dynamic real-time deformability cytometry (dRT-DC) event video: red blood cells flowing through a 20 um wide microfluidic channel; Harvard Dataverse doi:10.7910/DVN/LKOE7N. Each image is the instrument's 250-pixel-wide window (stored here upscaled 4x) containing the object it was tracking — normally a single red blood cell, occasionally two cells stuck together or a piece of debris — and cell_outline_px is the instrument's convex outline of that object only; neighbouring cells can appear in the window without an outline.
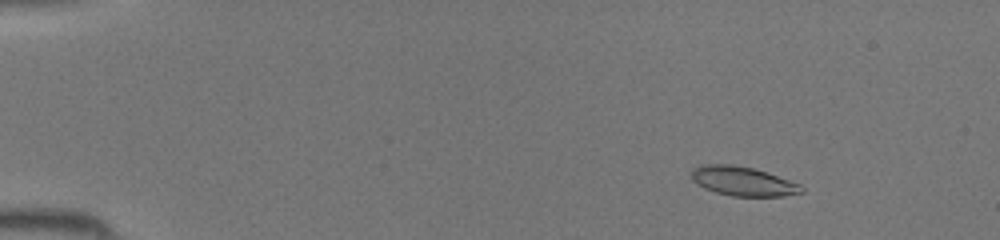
{"species": "common noctule bat (a hibernating species)", "species_latin": "Nyctalus noctula", "temperature_condition": "room temperature", "stored_images_in_passage": 46, "camera_frame_rate_fps": 3000, "um_per_image_px": 0.085, "animal": {"sex": "female", "body_mass_g": 19.5, "forearm_length_mm": 54.1}, "frame": {"image": 1, "passage_image": 7, "time_ms": 2.0, "image_size_px": [1000, 240], "cell_outline_px": [[804, 192], [784, 196], [732, 196], [716, 192], [704, 188], [696, 184], [692, 180], [692, 168], [704, 164], [732, 164], [752, 168], [800, 184], [804, 188]], "centroid_in_image_um": [63.12, 15.41], "position_along_channel_um": 21.9, "area_um2": 18.61}}
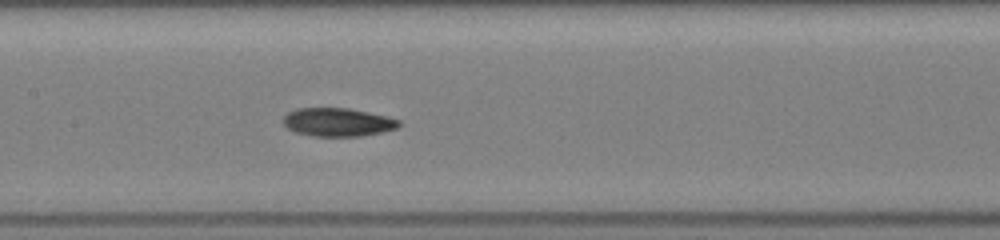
{"frame": {"image": 2, "passage_image": 24, "time_ms": 7.667, "image_size_px": [1000, 240], "cell_outline_px": [[400, 124], [396, 128], [380, 132], [360, 136], [312, 136], [296, 132], [288, 128], [284, 124], [284, 116], [288, 112], [296, 108], [348, 108], [388, 116], [400, 120]], "centroid_in_image_um": [28.7, 10.37], "position_along_channel_um": 178.7, "area_um2": 19.02}}
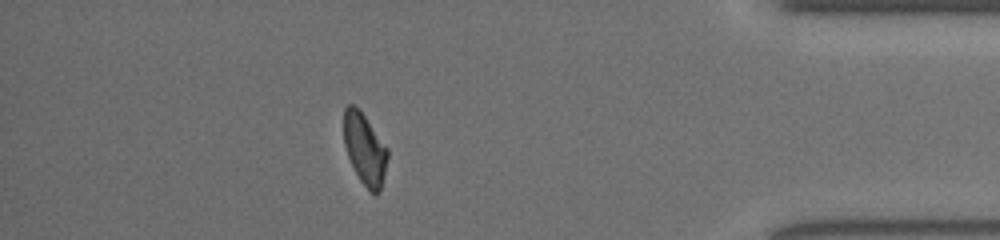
{"frame": {"image": 3, "passage_image": 41, "time_ms": 13.333, "image_size_px": [1000, 240], "cell_outline_px": [[388, 156], [380, 188], [376, 196], [372, 196], [360, 180], [348, 156], [344, 144], [344, 108], [348, 104], [352, 104], [360, 108], [388, 148]], "centroid_in_image_um": [31.0, 12.64], "position_along_channel_um": 404.2, "area_um2": 18.26}}